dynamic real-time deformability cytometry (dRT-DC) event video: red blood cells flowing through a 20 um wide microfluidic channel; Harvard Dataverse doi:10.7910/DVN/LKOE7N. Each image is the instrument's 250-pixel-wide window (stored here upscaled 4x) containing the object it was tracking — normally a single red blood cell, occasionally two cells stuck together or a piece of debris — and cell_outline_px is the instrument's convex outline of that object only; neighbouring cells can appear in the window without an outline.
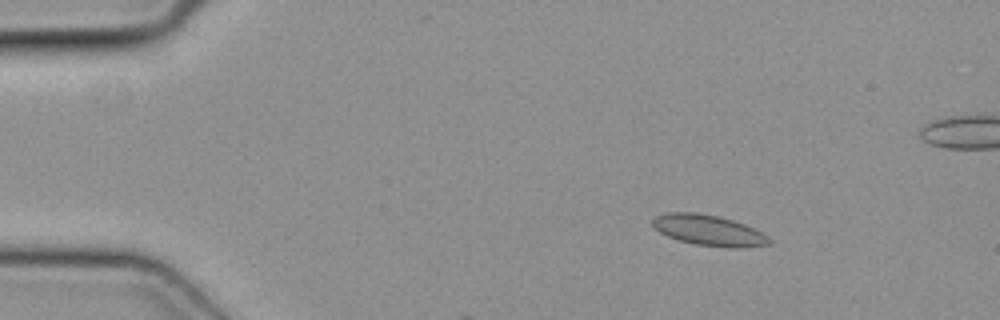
{"species": "common noctule bat (a hibernating species)", "species_latin": "Nyctalus noctula", "temperature_condition": "cold", "stored_images_in_passage": 5, "camera_frame_rate_fps": 3000, "um_per_image_px": 0.085, "animal": {"sex": "female", "body_mass_g": 19.3, "forearm_length_mm": 54.1}, "frame": {"image": 1, "passage_image": 1, "time_ms": 0.0, "image_size_px": [1000, 320], "cell_outline_px": [[772, 244], [744, 248], [728, 248], [696, 244], [680, 240], [668, 236], [660, 232], [652, 224], [652, 220], [656, 216], [668, 212], [696, 212], [720, 216], [744, 224], [764, 232], [772, 240]], "centroid_in_image_um": [60.31, 19.58], "position_along_channel_um": 24.7, "area_um2": 21.04}}